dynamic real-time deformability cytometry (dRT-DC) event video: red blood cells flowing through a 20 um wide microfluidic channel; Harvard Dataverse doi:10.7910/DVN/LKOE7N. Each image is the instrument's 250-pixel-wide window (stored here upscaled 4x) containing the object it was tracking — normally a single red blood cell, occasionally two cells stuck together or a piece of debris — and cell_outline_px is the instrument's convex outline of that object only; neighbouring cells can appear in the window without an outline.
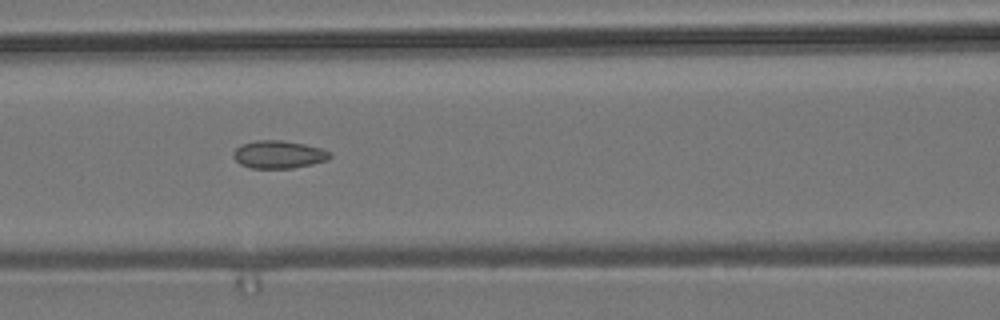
{"species": "common noctule bat (a hibernating species)", "species_latin": "Nyctalus noctula", "temperature_condition": "room temperature", "stored_images_in_passage": 8, "camera_frame_rate_fps": 3000, "um_per_image_px": 0.085, "animal": {"sex": "male", "body_mass_g": 19.2, "forearm_length_mm": 51.8}, "frame": {"image": 1, "passage_image": 4, "time_ms": 4.333, "image_size_px": [1000, 320], "cell_outline_px": [[332, 156], [328, 160], [312, 164], [292, 168], [252, 168], [240, 164], [232, 156], [232, 152], [240, 144], [256, 140], [280, 140], [304, 144], [320, 148], [332, 152]], "centroid_in_image_um": [23.68, 13.13], "position_along_channel_um": 142.9, "area_um2": 15.72}}
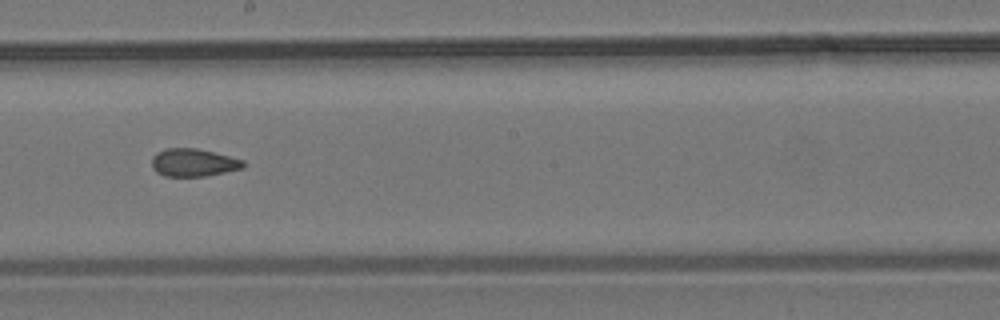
{"frame": {"image": 2, "passage_image": 6, "time_ms": 6.667, "image_size_px": [1000, 320], "cell_outline_px": [[248, 164], [244, 168], [204, 176], [164, 176], [156, 172], [152, 168], [152, 156], [156, 152], [168, 148], [196, 148], [244, 160]], "centroid_in_image_um": [16.44, 13.82], "position_along_channel_um": 231.8, "area_um2": 14.85}}
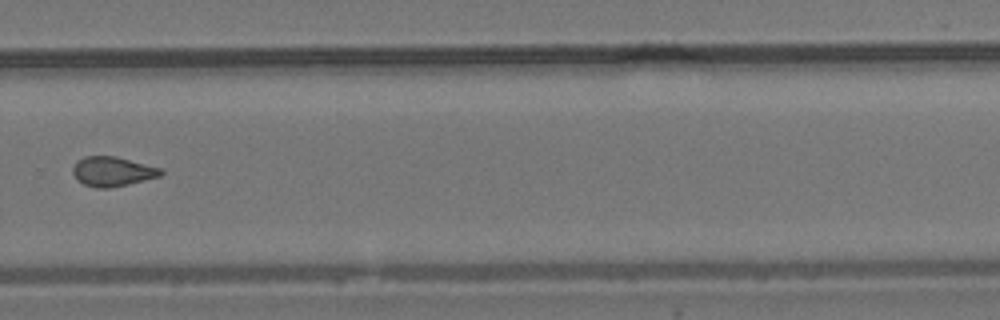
{"frame": {"image": 3, "passage_image": 8, "time_ms": 9.0, "image_size_px": [1000, 320], "cell_outline_px": [[164, 172], [160, 176], [112, 188], [96, 188], [84, 184], [76, 180], [72, 172], [72, 168], [76, 160], [84, 156], [116, 156], [160, 168]], "centroid_in_image_um": [9.51, 14.57], "position_along_channel_um": 320.3, "area_um2": 15.26}}